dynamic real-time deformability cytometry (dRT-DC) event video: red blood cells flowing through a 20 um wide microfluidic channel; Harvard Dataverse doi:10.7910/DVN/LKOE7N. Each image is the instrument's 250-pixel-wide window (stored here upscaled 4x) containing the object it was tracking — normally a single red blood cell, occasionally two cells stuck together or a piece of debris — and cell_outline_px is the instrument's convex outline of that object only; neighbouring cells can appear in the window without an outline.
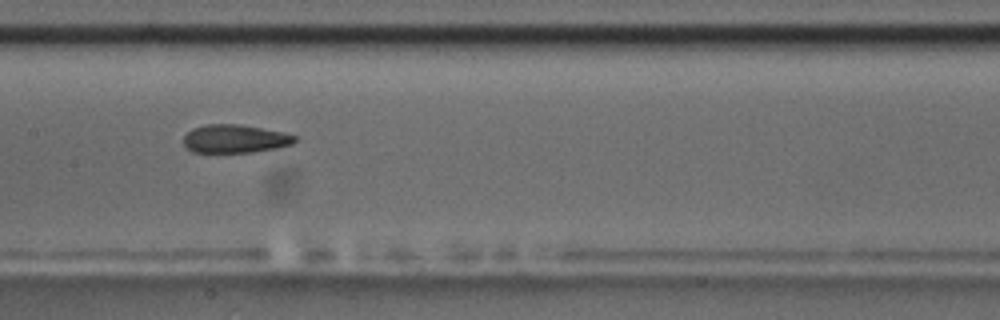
{"species": "common noctule bat (a hibernating species)", "species_latin": "Nyctalus noctula", "temperature_condition": "room temperature", "stored_images_in_passage": 9, "camera_frame_rate_fps": 3000, "um_per_image_px": 0.085, "animal": {"sex": "male", "body_mass_g": 17.5, "forearm_length_mm": 52.3}, "frame": {"image": 1, "passage_image": 6, "time_ms": 6.333, "image_size_px": [1000, 320], "cell_outline_px": [[296, 140], [292, 144], [276, 148], [252, 152], [192, 152], [184, 144], [184, 136], [192, 128], [208, 124], [240, 124], [284, 132], [296, 136]], "centroid_in_image_um": [19.98, 11.79], "position_along_channel_um": 187.4, "area_um2": 18.26}}
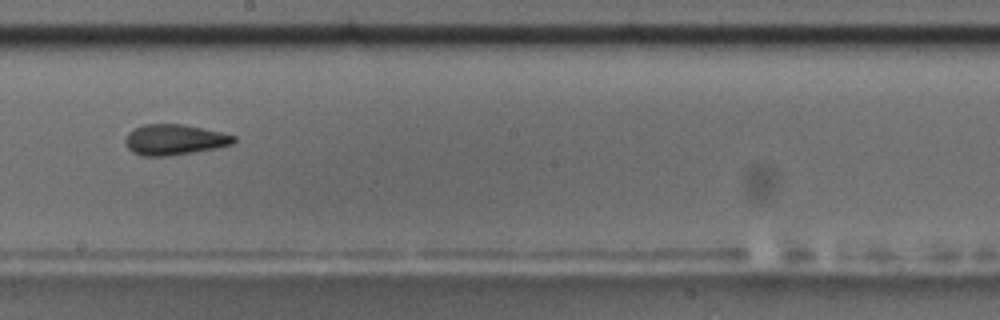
{"frame": {"image": 2, "passage_image": 7, "time_ms": 7.667, "image_size_px": [1000, 320], "cell_outline_px": [[236, 140], [232, 144], [216, 148], [168, 156], [140, 156], [132, 152], [128, 148], [124, 140], [128, 132], [144, 124], [184, 124], [220, 132], [236, 136]], "centroid_in_image_um": [14.8, 11.87], "position_along_channel_um": 233.4, "area_um2": 19.31}}